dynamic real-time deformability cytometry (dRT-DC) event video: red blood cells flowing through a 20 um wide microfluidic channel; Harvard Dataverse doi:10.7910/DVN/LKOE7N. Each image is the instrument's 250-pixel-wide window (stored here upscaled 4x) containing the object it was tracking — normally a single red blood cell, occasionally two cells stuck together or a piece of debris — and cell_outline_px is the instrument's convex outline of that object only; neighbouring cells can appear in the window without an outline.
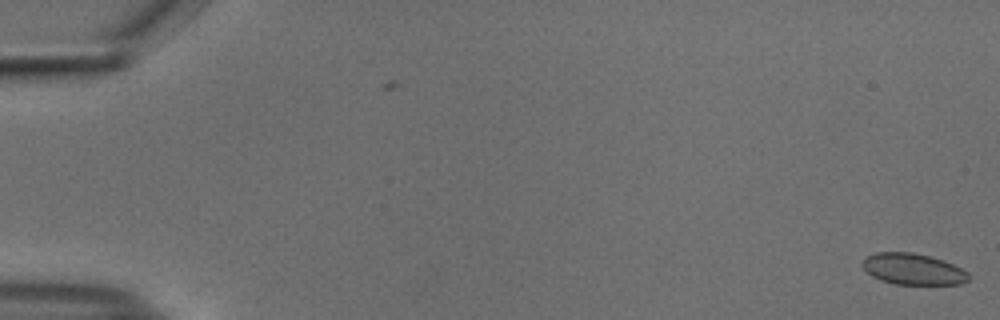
{"species": "common noctule bat (a hibernating species)", "species_latin": "Nyctalus noctula", "temperature_condition": "cold", "stored_images_in_passage": 5, "camera_frame_rate_fps": 3000, "um_per_image_px": 0.085, "animal": {"sex": "male", "body_mass_g": 18.8}, "frame": {"image": 1, "passage_image": 5, "time_ms": 1.333, "image_size_px": [1000, 320], "cell_outline_px": [[968, 280], [960, 284], [896, 284], [880, 280], [872, 276], [860, 264], [868, 256], [876, 252], [912, 252], [944, 260], [968, 272]], "centroid_in_image_um": [77.59, 22.87], "position_along_channel_um": 7.4, "area_um2": 19.13}}